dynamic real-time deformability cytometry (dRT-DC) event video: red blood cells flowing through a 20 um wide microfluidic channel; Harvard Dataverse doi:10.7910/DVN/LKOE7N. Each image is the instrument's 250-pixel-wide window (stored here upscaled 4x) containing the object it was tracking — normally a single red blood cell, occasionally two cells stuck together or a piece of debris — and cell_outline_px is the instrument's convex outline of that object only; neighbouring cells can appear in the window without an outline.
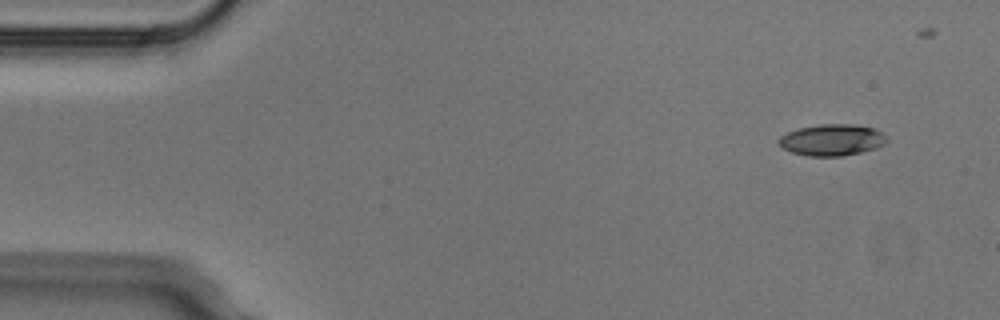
{"species": "Egyptian fruit bat (a non-hibernating species)", "species_latin": "Rousettus aegyptiacus", "temperature_condition": "cold", "stored_images_in_passage": 3, "camera_frame_rate_fps": 3000, "um_per_image_px": 0.085, "animal": {"sex": "male"}, "frame": {"image": 1, "passage_image": 1, "time_ms": 0.0, "image_size_px": [1000, 320], "cell_outline_px": [[888, 140], [884, 144], [876, 148], [860, 152], [840, 156], [808, 156], [792, 152], [784, 148], [776, 140], [780, 136], [788, 132], [800, 128], [820, 124], [852, 124], [876, 128]], "centroid_in_image_um": [70.71, 11.89], "position_along_channel_um": 14.3, "area_um2": 19.65}}